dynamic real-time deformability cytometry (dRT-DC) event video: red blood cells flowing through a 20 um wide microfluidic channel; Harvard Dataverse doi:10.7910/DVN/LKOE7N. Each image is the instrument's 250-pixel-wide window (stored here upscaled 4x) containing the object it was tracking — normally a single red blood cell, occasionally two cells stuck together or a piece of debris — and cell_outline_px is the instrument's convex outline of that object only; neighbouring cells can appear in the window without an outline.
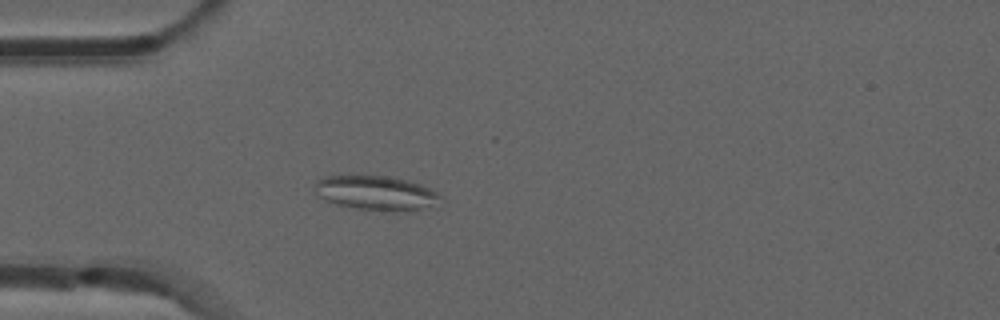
{"species": "common noctule bat (a hibernating species)", "species_latin": "Nyctalus noctula", "temperature_condition": "room temperature", "stored_images_in_passage": 40, "camera_frame_rate_fps": 3000, "um_per_image_px": 0.085, "animal": {"sex": "male", "forearm_length_mm": 52.5}, "frame": {"image": 1, "passage_image": 2, "time_ms": 0.333, "image_size_px": [1000, 320], "cell_outline_px": [[444, 196], [436, 208], [392, 212], [360, 208], [336, 204], [316, 196], [316, 180], [324, 176], [384, 176], [408, 180], [420, 184]], "centroid_in_image_um": [32.05, 16.42], "position_along_channel_um": 53.0, "area_um2": 25.43}}
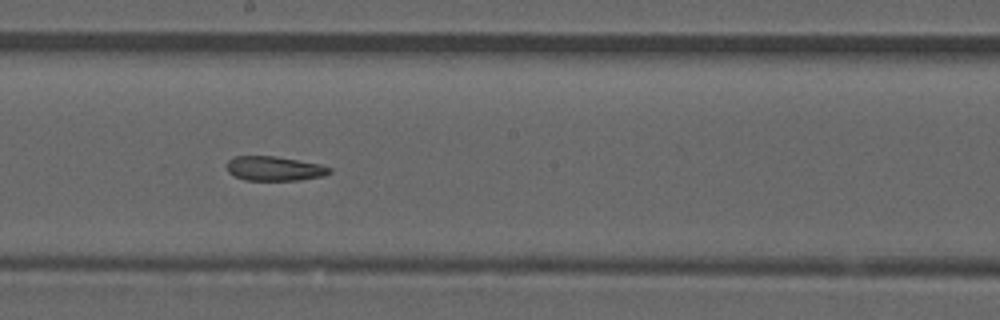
{"frame": {"image": 2, "passage_image": 16, "time_ms": 5.0, "image_size_px": [1000, 320], "cell_outline_px": [[332, 172], [324, 176], [300, 180], [244, 180], [228, 172], [224, 164], [228, 160], [236, 156], [276, 156], [320, 164], [332, 168]], "centroid_in_image_um": [23.32, 14.32], "position_along_channel_um": 224.9, "area_um2": 14.8}}
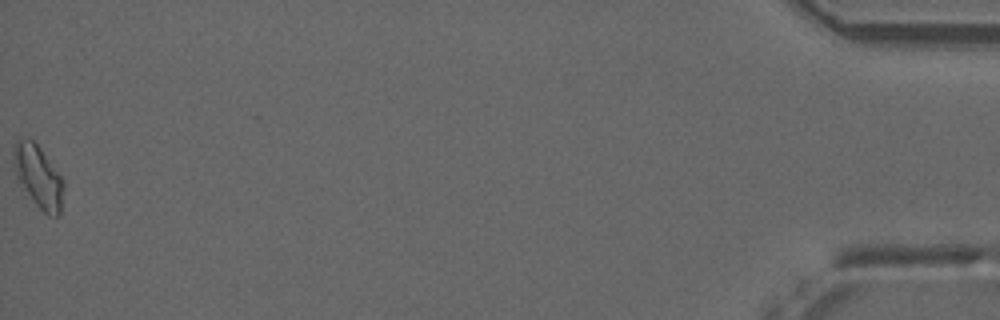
{"frame": {"image": 3, "passage_image": 40, "time_ms": 13.0, "image_size_px": [1000, 320], "cell_outline_px": [[64, 188], [60, 212], [56, 216], [48, 216], [36, 204], [16, 180], [12, 156], [12, 152], [16, 140], [32, 140], [40, 148], [60, 176], [64, 184]], "centroid_in_image_um": [3.23, 15.02], "position_along_channel_um": 432.0, "area_um2": 17.92}, "authors_computed_cell_mechanics": {"area_um2": 15.9528, "velocity_mm_per_s": 3.8594, "shape_relaxation_time_tau1_ms": null, "shape_relaxation_time_tau2_ms": 8.2106, "deformation_change_tau1": null, "deformation_change_tau2": 0.1814}}